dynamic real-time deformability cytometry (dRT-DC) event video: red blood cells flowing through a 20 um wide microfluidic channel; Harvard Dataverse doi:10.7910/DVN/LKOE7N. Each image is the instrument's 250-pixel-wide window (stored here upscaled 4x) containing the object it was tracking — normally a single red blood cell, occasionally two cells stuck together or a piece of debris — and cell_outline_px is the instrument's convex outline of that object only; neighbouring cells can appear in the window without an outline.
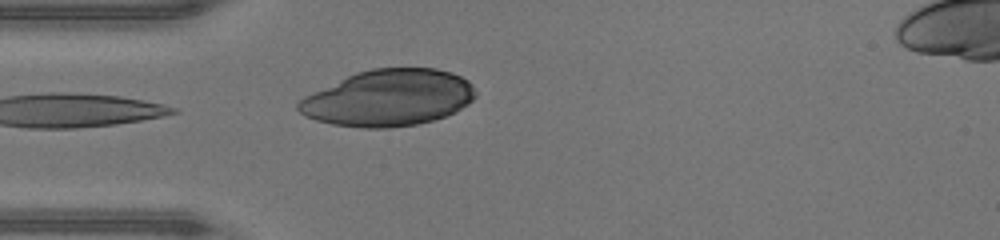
{"species": "human", "species_latin": "Homo sapiens", "temperature_condition": "warm", "stored_images_in_passage": 22, "camera_frame_rate_fps": 3000, "um_per_image_px": 0.085, "donor": {"sex": "male"}, "frame": {"image": 1, "passage_image": 1, "time_ms": 0.0, "image_size_px": [1000, 240], "cell_outline_px": [[476, 96], [468, 104], [456, 112], [432, 120], [416, 124], [388, 128], [360, 128], [332, 124], [316, 120], [304, 116], [296, 108], [296, 104], [304, 96], [356, 72], [372, 68], [436, 68], [452, 72], [468, 80], [472, 84], [476, 92]], "centroid_in_image_um": [33.03, 8.32], "position_along_channel_um": 52.0, "area_um2": 58.38}}
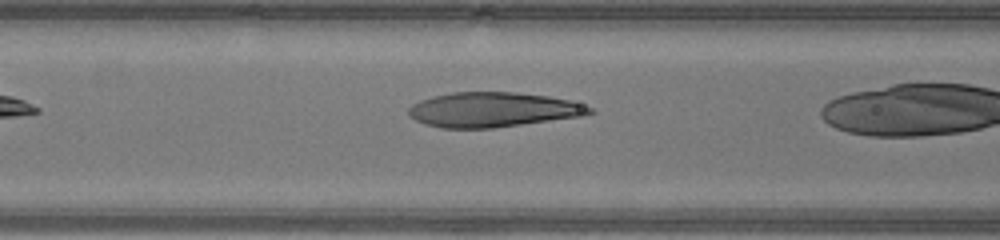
{"frame": {"image": 2, "passage_image": 4, "time_ms": 1.0, "image_size_px": [1000, 240], "cell_outline_px": [[596, 112], [580, 116], [492, 128], [440, 128], [424, 124], [408, 116], [408, 108], [412, 104], [420, 100], [432, 96], [452, 92], [516, 92], [548, 96], [568, 100], [592, 108]], "centroid_in_image_um": [41.83, 9.32], "position_along_channel_um": 124.8, "area_um2": 36.59}}